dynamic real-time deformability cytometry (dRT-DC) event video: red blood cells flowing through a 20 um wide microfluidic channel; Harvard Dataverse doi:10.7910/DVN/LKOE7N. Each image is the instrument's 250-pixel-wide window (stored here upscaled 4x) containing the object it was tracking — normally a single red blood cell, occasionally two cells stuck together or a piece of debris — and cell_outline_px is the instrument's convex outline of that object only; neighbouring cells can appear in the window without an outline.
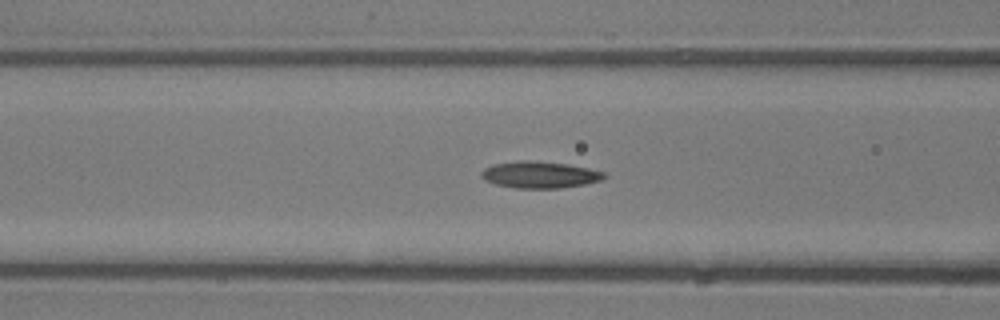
{"species": "common noctule bat (a hibernating species)", "species_latin": "Nyctalus noctula", "temperature_condition": "room temperature", "stored_images_in_passage": 51, "camera_frame_rate_fps": 3000, "um_per_image_px": 0.085, "animal": {"sex": "male", "body_mass_g": 13.3}, "frame": {"image": 1, "passage_image": 20, "time_ms": 6.333, "image_size_px": [1000, 320], "cell_outline_px": [[608, 176], [600, 180], [584, 184], [560, 188], [516, 188], [496, 184], [484, 180], [480, 176], [480, 172], [484, 168], [492, 164], [520, 160], [528, 160], [568, 164], [588, 168], [604, 172]], "centroid_in_image_um": [45.84, 14.84], "position_along_channel_um": 120.8, "area_um2": 19.13}}
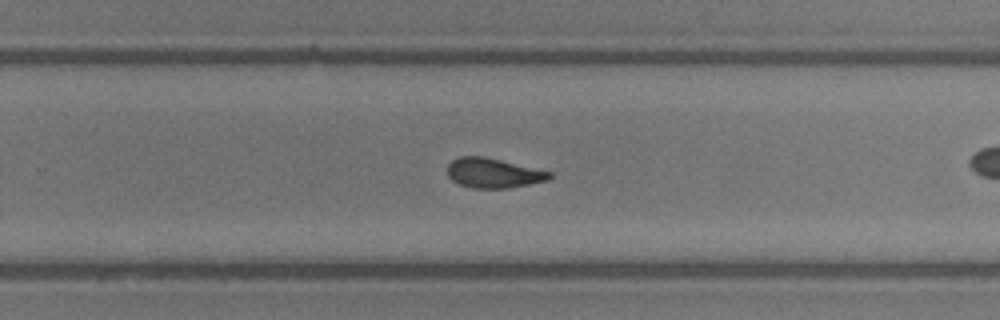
{"frame": {"image": 2, "passage_image": 32, "time_ms": 10.333, "image_size_px": [1000, 320], "cell_outline_px": [[552, 176], [548, 180], [508, 188], [472, 188], [460, 184], [452, 180], [448, 176], [448, 164], [452, 160], [460, 156], [484, 156], [552, 172]], "centroid_in_image_um": [41.92, 14.7], "position_along_channel_um": 287.9, "area_um2": 17.57}}
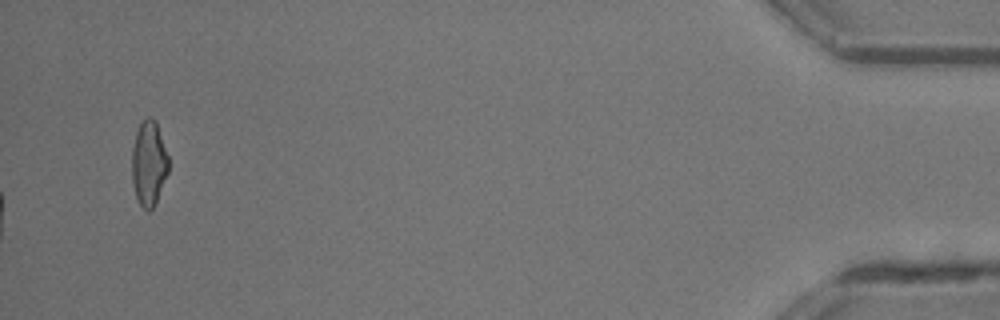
{"frame": {"image": 3, "passage_image": 51, "time_ms": 16.667, "image_size_px": [1000, 320], "cell_outline_px": [[168, 172], [156, 204], [148, 212], [140, 204], [136, 196], [132, 184], [132, 148], [136, 132], [140, 124], [148, 116], [152, 116], [156, 120], [168, 156]], "centroid_in_image_um": [12.65, 13.88], "position_along_channel_um": 422.5, "area_um2": 18.21}, "authors_computed_cell_mechanics": {"area_um2": 18.0914, "velocity_mm_per_s": 4.1806, "shape_relaxation_time_tau1_ms": 4.7244, "shape_relaxation_time_tau2_ms": 2.3869, "deformation_change_tau1": 0.1619, "deformation_change_tau2": 0.1078}}